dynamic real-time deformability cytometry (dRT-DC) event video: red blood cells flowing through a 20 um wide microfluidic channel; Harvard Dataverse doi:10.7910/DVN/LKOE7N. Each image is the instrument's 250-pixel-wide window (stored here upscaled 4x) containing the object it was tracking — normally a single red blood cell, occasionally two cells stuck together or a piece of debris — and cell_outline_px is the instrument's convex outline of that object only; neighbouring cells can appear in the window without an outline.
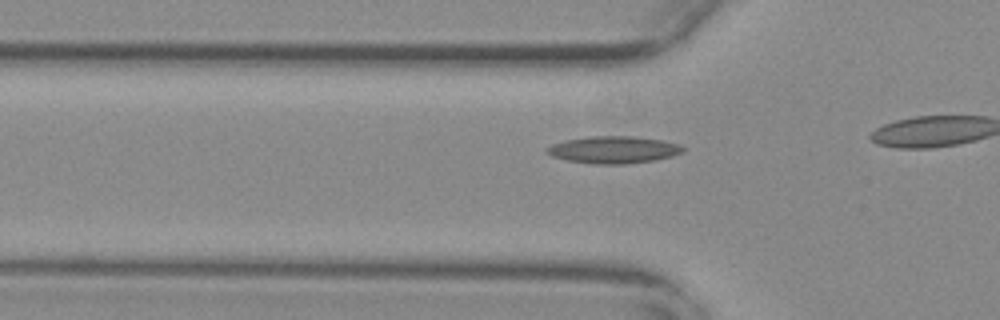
{"species": "common noctule bat (a hibernating species)", "species_latin": "Nyctalus noctula", "temperature_condition": "warm", "stored_images_in_passage": 17, "camera_frame_rate_fps": 3000, "um_per_image_px": 0.085, "animal": {"sex": "female", "body_mass_g": 29.2, "forearm_length_mm": 56.3}, "frame": {"image": 1, "passage_image": 12, "time_ms": 3.667, "image_size_px": [1000, 320], "cell_outline_px": [[684, 152], [672, 156], [656, 160], [624, 164], [592, 164], [568, 160], [552, 156], [544, 152], [544, 148], [552, 144], [568, 140], [592, 136], [632, 136], [660, 140], [680, 144], [684, 148]], "centroid_in_image_um": [52.15, 12.73], "position_along_channel_um": 73.7, "area_um2": 21.5}}